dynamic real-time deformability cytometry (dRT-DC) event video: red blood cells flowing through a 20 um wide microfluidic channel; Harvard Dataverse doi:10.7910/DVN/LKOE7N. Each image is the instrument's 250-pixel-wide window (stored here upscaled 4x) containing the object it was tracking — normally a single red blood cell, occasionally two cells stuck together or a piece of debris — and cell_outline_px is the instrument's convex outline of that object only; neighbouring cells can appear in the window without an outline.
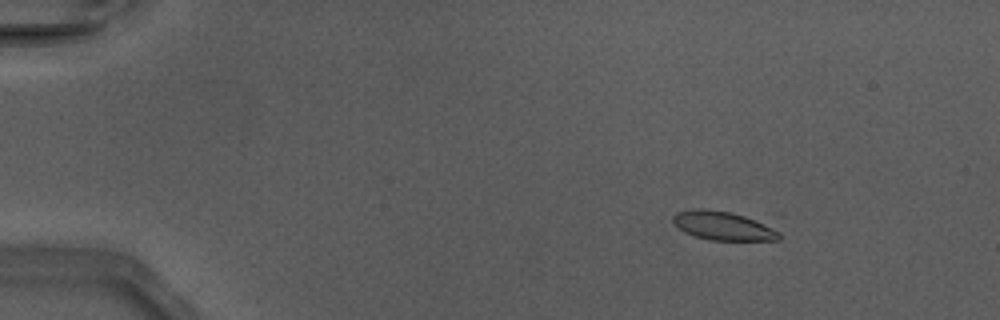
{"species": "Egyptian fruit bat (a non-hibernating species)", "species_latin": "Rousettus aegyptiacus", "temperature_condition": "warm", "stored_images_in_passage": 23, "camera_frame_rate_fps": 3000, "um_per_image_px": 0.085, "animal": {"sex": "male"}, "frame": {"image": 1, "passage_image": 7, "time_ms": 2.0, "image_size_px": [1000, 320], "cell_outline_px": [[780, 240], [712, 240], [696, 236], [684, 232], [672, 224], [672, 216], [676, 212], [692, 208], [708, 208], [732, 212], [776, 224], [780, 232]], "centroid_in_image_um": [61.54, 19.16], "position_along_channel_um": 23.5, "area_um2": 18.67}}
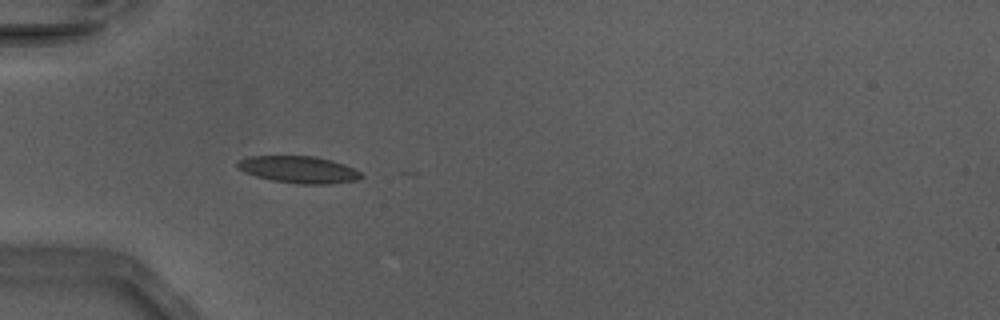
{"frame": {"image": 2, "passage_image": 16, "time_ms": 5.0, "image_size_px": [1000, 320], "cell_outline_px": [[364, 176], [360, 180], [332, 184], [300, 184], [272, 180], [256, 176], [244, 172], [236, 168], [236, 160], [248, 156], [316, 156], [332, 160], [344, 164], [360, 172]], "centroid_in_image_um": [25.38, 14.41], "position_along_channel_um": 59.6, "area_um2": 19.71}}
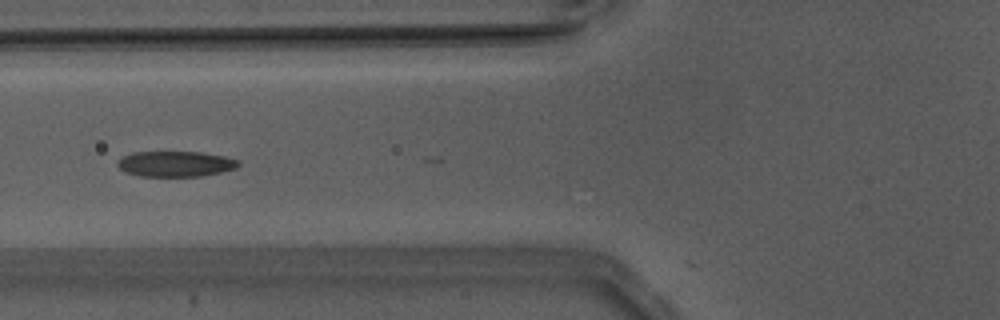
{"frame": {"image": 3, "passage_image": 20, "time_ms": 6.333, "image_size_px": [1000, 320], "cell_outline_px": [[240, 164], [236, 168], [204, 176], [140, 176], [124, 172], [116, 164], [116, 160], [132, 152], [200, 152], [224, 156], [240, 160]], "centroid_in_image_um": [14.91, 13.93], "position_along_channel_um": 110.9, "area_um2": 18.09}}